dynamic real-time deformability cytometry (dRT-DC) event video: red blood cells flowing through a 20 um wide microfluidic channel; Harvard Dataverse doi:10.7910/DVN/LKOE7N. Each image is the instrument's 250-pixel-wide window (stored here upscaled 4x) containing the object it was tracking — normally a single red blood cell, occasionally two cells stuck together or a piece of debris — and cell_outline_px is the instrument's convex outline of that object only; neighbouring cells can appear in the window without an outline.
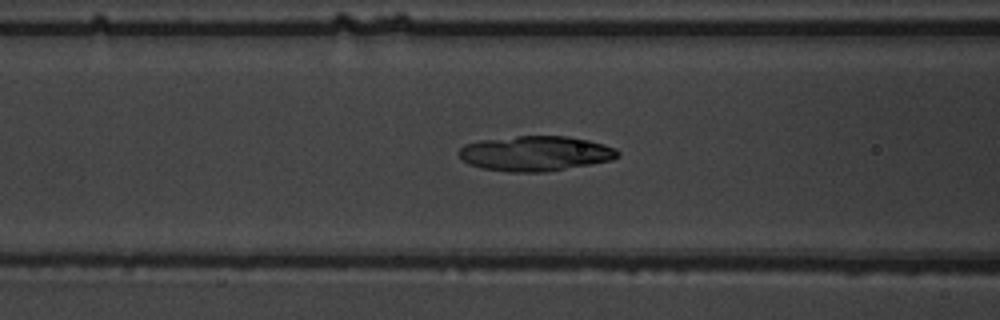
{"species": "common noctule bat (a hibernating species)", "species_latin": "Nyctalus noctula", "temperature_condition": "warm", "stored_images_in_passage": 37, "camera_frame_rate_fps": 3000, "um_per_image_px": 0.085, "animal": {"sex": "male", "body_mass_g": 19.5, "forearm_length_mm": 54.6}, "frame": {"image": 1, "passage_image": 7, "time_ms": 2.0, "image_size_px": [1000, 320], "cell_outline_px": [[620, 156], [612, 160], [592, 164], [544, 172], [508, 172], [480, 168], [468, 164], [456, 152], [464, 144], [480, 140], [516, 136], [568, 136], [588, 140], [604, 144], [616, 148], [620, 152]], "centroid_in_image_um": [45.5, 13.04], "position_along_channel_um": 121.1, "area_um2": 32.71}}
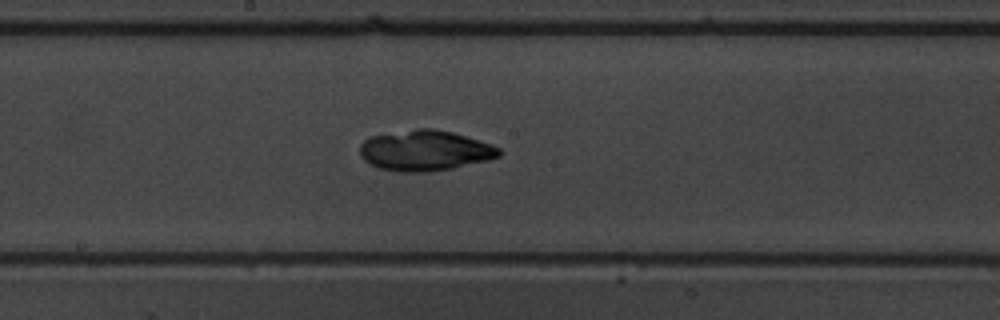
{"frame": {"image": 2, "passage_image": 14, "time_ms": 4.333, "image_size_px": [1000, 320], "cell_outline_px": [[500, 156], [488, 160], [452, 168], [428, 172], [400, 172], [380, 168], [368, 164], [360, 156], [360, 144], [368, 136], [416, 128], [432, 128], [452, 132], [492, 144], [500, 148]], "centroid_in_image_um": [36.09, 12.79], "position_along_channel_um": 212.1, "area_um2": 33.06}}
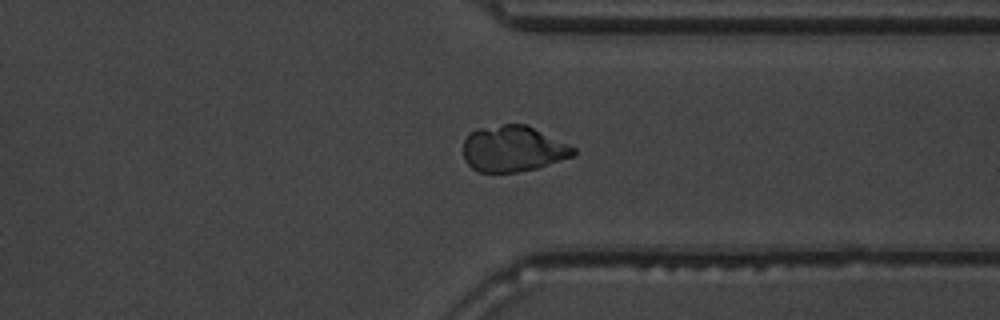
{"frame": {"image": 3, "passage_image": 26, "time_ms": 8.333, "image_size_px": [1000, 320], "cell_outline_px": [[576, 156], [536, 168], [516, 172], [480, 172], [472, 168], [464, 160], [464, 140], [468, 132], [480, 128], [504, 124], [524, 124], [568, 144], [576, 148]], "centroid_in_image_um": [43.6, 12.65], "position_along_channel_um": 367.8, "area_um2": 29.42}}